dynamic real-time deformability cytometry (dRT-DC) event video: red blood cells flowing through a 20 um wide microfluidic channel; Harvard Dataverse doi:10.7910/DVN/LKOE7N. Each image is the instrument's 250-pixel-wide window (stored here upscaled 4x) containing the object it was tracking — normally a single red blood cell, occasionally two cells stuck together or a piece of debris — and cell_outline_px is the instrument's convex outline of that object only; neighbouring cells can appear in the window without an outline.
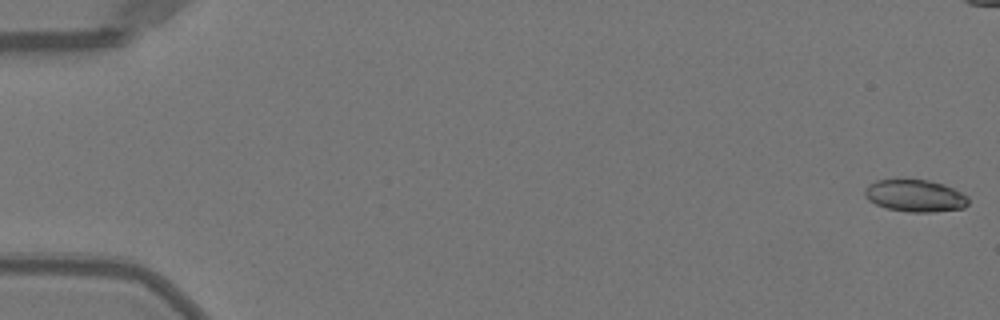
{"species": "Egyptian fruit bat (a non-hibernating species)", "species_latin": "Rousettus aegyptiacus", "temperature_condition": "warm", "stored_images_in_passage": 52, "camera_frame_rate_fps": 3000, "um_per_image_px": 0.085, "animal": {"sex": "female"}, "frame": {"image": 1, "passage_image": 1, "time_ms": 0.0, "image_size_px": [1000, 320], "cell_outline_px": [[968, 204], [964, 208], [932, 212], [908, 212], [888, 208], [876, 204], [868, 200], [864, 196], [864, 188], [868, 184], [876, 180], [896, 176], [928, 180], [944, 184], [968, 196]], "centroid_in_image_um": [77.72, 16.59], "position_along_channel_um": 7.3, "area_um2": 20.11}}
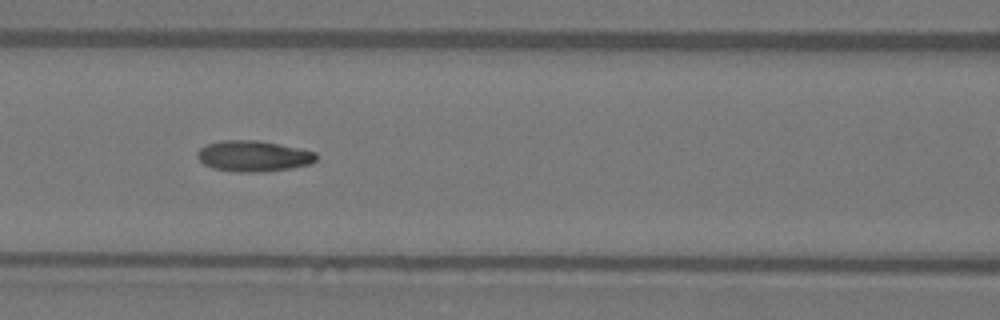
{"frame": {"image": 2, "passage_image": 23, "time_ms": 7.333, "image_size_px": [1000, 320], "cell_outline_px": [[316, 160], [312, 164], [292, 168], [264, 172], [236, 172], [212, 168], [204, 164], [196, 156], [196, 152], [200, 148], [208, 144], [220, 140], [256, 140], [300, 148], [316, 152]], "centroid_in_image_um": [21.54, 13.27], "position_along_channel_um": 145.1, "area_um2": 21.56}}
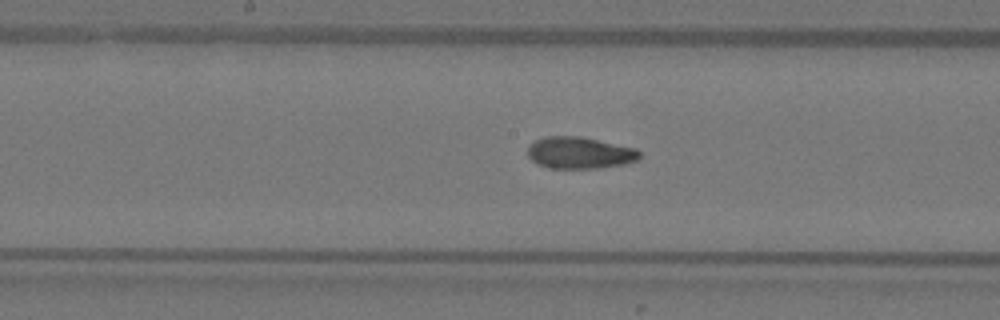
{"frame": {"image": 3, "passage_image": 27, "time_ms": 8.667, "image_size_px": [1000, 320], "cell_outline_px": [[640, 160], [624, 164], [596, 168], [548, 168], [536, 164], [528, 156], [528, 144], [544, 136], [580, 136], [636, 148], [640, 152]], "centroid_in_image_um": [49.26, 12.99], "position_along_channel_um": 198.9, "area_um2": 20.87}, "authors_computed_cell_mechanics": {"area_um2": 20.519, "velocity_mm_per_s": 4.0425, "shape_relaxation_time_tau1_ms": 7.866, "shape_relaxation_time_tau2_ms": 1.4502, "deformation_change_tau1": 0.2344, "deformation_change_tau2": 0.062}}